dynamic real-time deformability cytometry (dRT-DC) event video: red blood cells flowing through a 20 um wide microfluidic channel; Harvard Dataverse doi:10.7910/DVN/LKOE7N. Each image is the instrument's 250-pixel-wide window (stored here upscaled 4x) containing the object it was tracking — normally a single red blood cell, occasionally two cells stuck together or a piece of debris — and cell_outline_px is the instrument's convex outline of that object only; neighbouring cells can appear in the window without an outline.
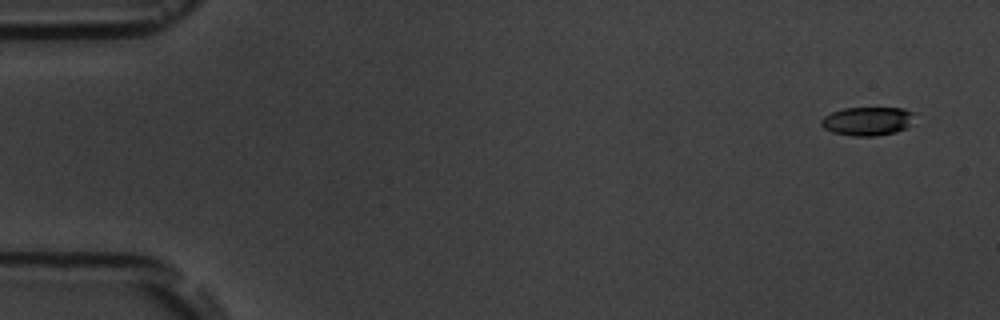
{"species": "common noctule bat (a hibernating species)", "species_latin": "Nyctalus noctula", "temperature_condition": "room temperature", "stored_images_in_passage": 6, "camera_frame_rate_fps": 3000, "um_per_image_px": 0.085, "animal": {"sex": "male", "body_mass_g": 19.5, "forearm_length_mm": 54.6}, "frame": {"image": 1, "passage_image": 1, "time_ms": 0.0, "image_size_px": [1000, 320], "cell_outline_px": [[916, 112], [908, 128], [896, 132], [876, 136], [852, 136], [832, 132], [824, 128], [820, 124], [820, 120], [824, 116], [832, 112], [844, 108], [904, 108]], "centroid_in_image_um": [73.76, 10.3], "position_along_channel_um": 11.2, "area_um2": 15.78}}
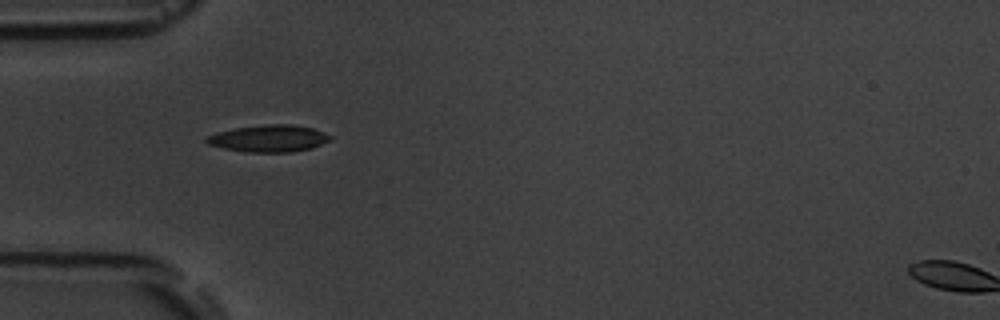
{"frame": {"image": 2, "passage_image": 5, "time_ms": 5.0, "image_size_px": [1000, 320], "cell_outline_px": [[332, 136], [328, 140], [312, 148], [292, 152], [248, 152], [224, 148], [208, 144], [204, 140], [208, 136], [220, 132], [236, 128], [268, 124], [292, 124], [312, 128], [324, 132]], "centroid_in_image_um": [22.87, 11.77], "position_along_channel_um": 62.1, "area_um2": 19.13}}
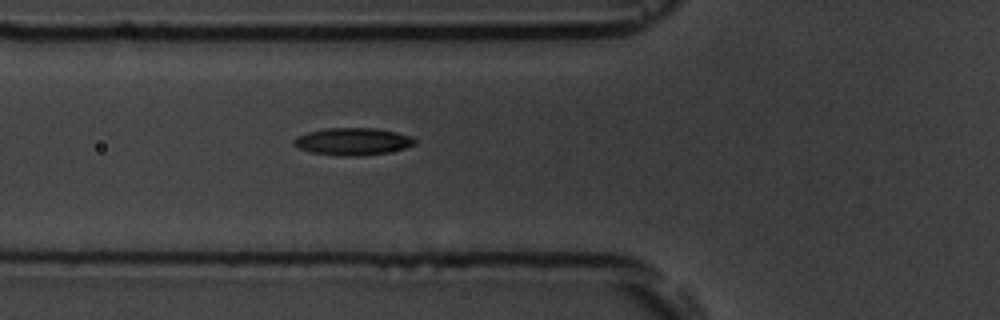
{"frame": {"image": 3, "passage_image": 6, "time_ms": 6.0, "image_size_px": [1000, 320], "cell_outline_px": [[416, 144], [404, 148], [388, 152], [360, 156], [344, 156], [312, 152], [300, 148], [292, 144], [292, 140], [296, 136], [308, 132], [324, 128], [376, 128], [396, 132], [408, 136], [416, 140]], "centroid_in_image_um": [29.96, 12.02], "position_along_channel_um": 95.8, "area_um2": 19.13}}